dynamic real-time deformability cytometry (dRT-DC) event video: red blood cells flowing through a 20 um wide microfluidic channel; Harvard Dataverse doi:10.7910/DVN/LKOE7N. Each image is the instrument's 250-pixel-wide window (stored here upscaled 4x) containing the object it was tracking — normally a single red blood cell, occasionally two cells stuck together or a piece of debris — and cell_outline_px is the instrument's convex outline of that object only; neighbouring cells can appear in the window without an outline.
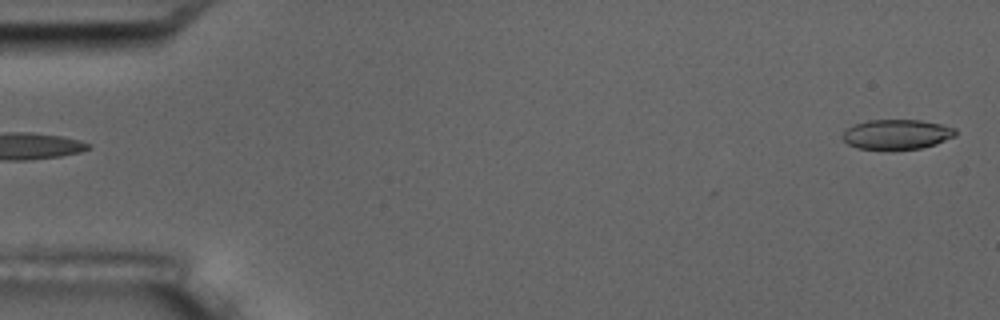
{"species": "common noctule bat (a hibernating species)", "species_latin": "Nyctalus noctula", "temperature_condition": "room temperature", "stored_images_in_passage": 5, "segment_of_instrument_passage": [2, 2], "camera_frame_rate_fps": 3000, "um_per_image_px": 0.085, "animal": {"sex": "male", "body_mass_g": 17.5, "forearm_length_mm": 52.3}, "frame": {"image": 1, "passage_image": 5, "time_ms": 5.667, "image_size_px": [1000, 320], "cell_outline_px": [[956, 136], [936, 144], [920, 148], [856, 148], [848, 144], [844, 140], [844, 132], [852, 124], [868, 120], [920, 120], [940, 124], [956, 128]], "centroid_in_image_um": [76.25, 11.4], "position_along_channel_um": 8.7, "area_um2": 19.31}}